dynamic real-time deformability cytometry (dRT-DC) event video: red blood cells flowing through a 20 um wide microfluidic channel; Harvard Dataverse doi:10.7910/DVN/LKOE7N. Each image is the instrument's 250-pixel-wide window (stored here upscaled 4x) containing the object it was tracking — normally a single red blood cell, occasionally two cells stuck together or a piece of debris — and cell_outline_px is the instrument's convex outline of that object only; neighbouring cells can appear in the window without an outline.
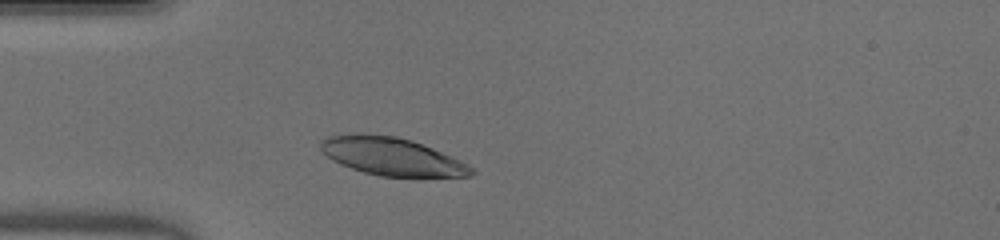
{"species": "human", "species_latin": "Homo sapiens", "temperature_condition": "warm", "stored_images_in_passage": 36, "camera_frame_rate_fps": 3000, "um_per_image_px": 0.085, "donor": {"sex": "male"}, "frame": {"image": 1, "passage_image": 6, "time_ms": 1.667, "image_size_px": [1000, 240], "cell_outline_px": [[476, 172], [472, 176], [416, 180], [380, 176], [364, 172], [340, 164], [332, 160], [320, 152], [320, 140], [324, 136], [356, 132], [364, 132], [396, 136], [412, 140], [452, 156], [468, 164]], "centroid_in_image_um": [33.32, 13.33], "position_along_channel_um": 51.7, "area_um2": 34.97}}
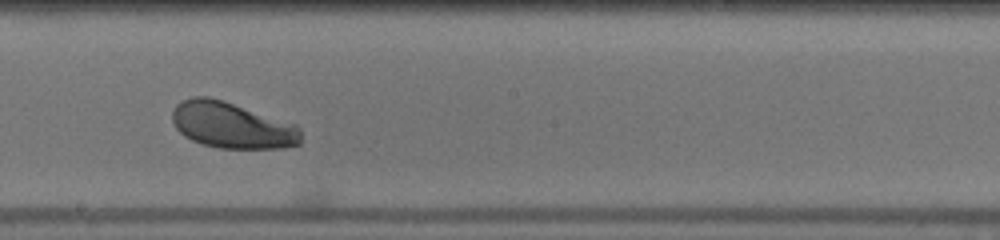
{"frame": {"image": 2, "passage_image": 20, "time_ms": 6.333, "image_size_px": [1000, 240], "cell_outline_px": [[300, 144], [284, 148], [216, 148], [192, 140], [184, 136], [176, 128], [172, 120], [172, 112], [176, 104], [180, 100], [192, 96], [208, 96], [224, 100], [296, 124], [300, 128]], "centroid_in_image_um": [19.7, 10.63], "position_along_channel_um": 228.5, "area_um2": 34.85}}
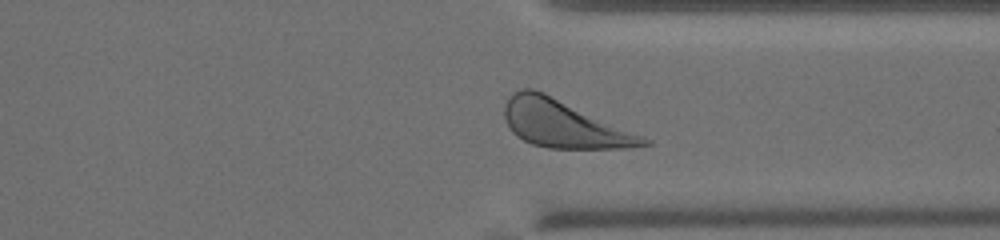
{"frame": {"image": 3, "passage_image": 30, "time_ms": 9.667, "image_size_px": [1000, 240], "cell_outline_px": [[652, 144], [628, 148], [548, 148], [532, 144], [516, 136], [512, 132], [504, 120], [504, 104], [508, 96], [524, 88], [532, 88], [544, 92], [652, 140]], "centroid_in_image_um": [47.88, 10.54], "position_along_channel_um": 363.5, "area_um2": 38.15}, "authors_computed_cell_mechanics": {"area_um2": 35.0268, "velocity_mm_per_s": 4.0494, "shape_relaxation_time_tau1_ms": 0.9274, "shape_relaxation_time_tau2_ms": null, "deformation_change_tau1": 0.0853, "deformation_change_tau2": null}}